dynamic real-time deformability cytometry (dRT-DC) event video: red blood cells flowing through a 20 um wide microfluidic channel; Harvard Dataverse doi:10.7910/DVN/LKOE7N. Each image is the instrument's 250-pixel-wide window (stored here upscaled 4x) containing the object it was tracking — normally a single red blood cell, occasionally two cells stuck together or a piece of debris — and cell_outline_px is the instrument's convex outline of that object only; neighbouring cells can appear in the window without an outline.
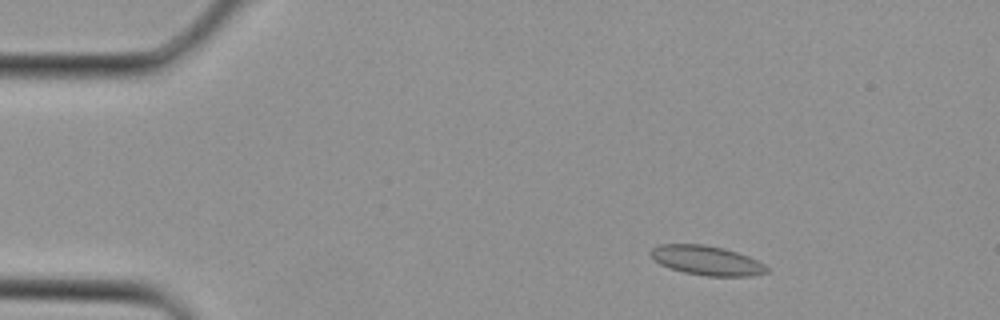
{"species": "Egyptian fruit bat (a non-hibernating species)", "species_latin": "Rousettus aegyptiacus", "temperature_condition": "cold", "stored_images_in_passage": 2, "camera_frame_rate_fps": 3000, "um_per_image_px": 0.085, "animal": {"sex": "female"}, "frame": {"image": 1, "passage_image": 1, "time_ms": 0.0, "image_size_px": [1000, 320], "cell_outline_px": [[768, 272], [752, 276], [708, 276], [684, 272], [668, 268], [660, 264], [652, 256], [652, 248], [660, 244], [704, 244], [724, 248], [748, 256], [764, 264], [768, 268]], "centroid_in_image_um": [60.09, 22.14], "position_along_channel_um": 24.9, "area_um2": 19.77}}